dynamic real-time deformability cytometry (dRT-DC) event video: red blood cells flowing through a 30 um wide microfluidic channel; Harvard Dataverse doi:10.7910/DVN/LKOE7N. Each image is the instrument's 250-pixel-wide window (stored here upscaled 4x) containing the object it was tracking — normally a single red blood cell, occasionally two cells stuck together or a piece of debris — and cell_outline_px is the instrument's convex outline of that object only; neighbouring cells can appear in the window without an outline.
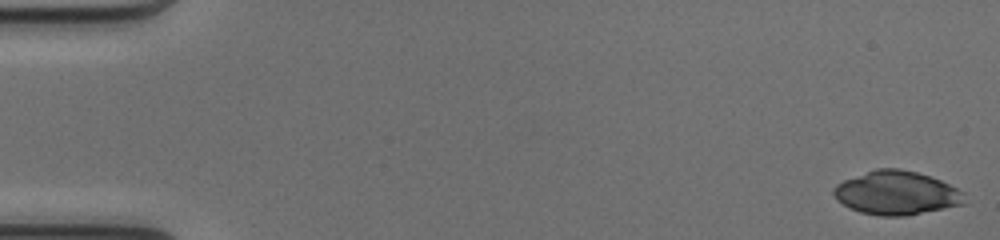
{"species": "common noctule bat (a hibernating species)", "species_latin": "Nyctalus noctula", "temperature_condition": "cold", "stored_images_in_passage": 50, "camera_frame_rate_fps": 3000, "um_per_image_px": 0.085, "animal": {"sex": "female", "body_mass_g": 17.0, "forearm_length_mm": 48.0}, "frame": {"image": 1, "passage_image": 1, "time_ms": 0.0, "image_size_px": [1000, 240], "cell_outline_px": [[964, 204], [904, 216], [880, 216], [860, 212], [848, 208], [836, 200], [832, 192], [832, 188], [836, 184], [844, 180], [876, 168], [900, 168], [916, 172], [940, 180], [964, 192]], "centroid_in_image_um": [76.15, 16.4], "position_along_channel_um": 8.9, "area_um2": 33.29}}